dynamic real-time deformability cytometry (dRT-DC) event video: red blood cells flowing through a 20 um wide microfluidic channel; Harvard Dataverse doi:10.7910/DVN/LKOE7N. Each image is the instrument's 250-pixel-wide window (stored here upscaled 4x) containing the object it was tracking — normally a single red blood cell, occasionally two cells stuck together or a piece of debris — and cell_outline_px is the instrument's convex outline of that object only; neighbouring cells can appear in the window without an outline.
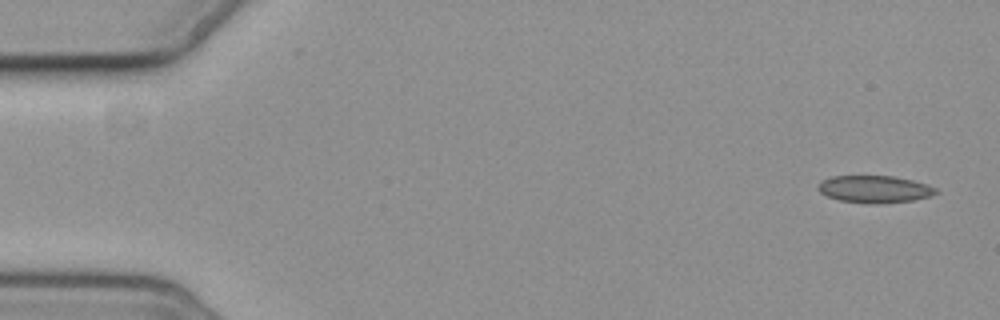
{"species": "common noctule bat (a hibernating species)", "species_latin": "Nyctalus noctula", "temperature_condition": "cold", "stored_images_in_passage": 5, "camera_frame_rate_fps": 3000, "um_per_image_px": 0.085, "animal": {"sex": "female", "body_mass_g": 19.3, "forearm_length_mm": 54.1}, "frame": {"image": 1, "passage_image": 1, "time_ms": 0.0, "image_size_px": [1000, 320], "cell_outline_px": [[940, 192], [928, 196], [912, 200], [840, 200], [828, 196], [820, 192], [816, 188], [820, 180], [832, 176], [892, 176], [912, 180], [936, 188]], "centroid_in_image_um": [74.28, 16.01], "position_along_channel_um": 10.7, "area_um2": 17.46}}
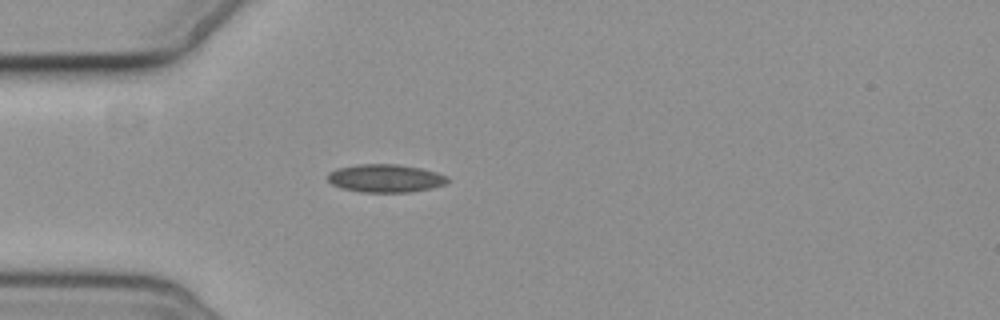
{"frame": {"image": 2, "passage_image": 5, "time_ms": 4.667, "image_size_px": [1000, 320], "cell_outline_px": [[448, 180], [444, 184], [432, 188], [412, 192], [360, 192], [340, 188], [332, 184], [328, 180], [328, 172], [336, 168], [360, 164], [396, 164], [420, 168], [436, 172], [448, 176]], "centroid_in_image_um": [32.74, 15.16], "position_along_channel_um": 52.3, "area_um2": 19.65}}